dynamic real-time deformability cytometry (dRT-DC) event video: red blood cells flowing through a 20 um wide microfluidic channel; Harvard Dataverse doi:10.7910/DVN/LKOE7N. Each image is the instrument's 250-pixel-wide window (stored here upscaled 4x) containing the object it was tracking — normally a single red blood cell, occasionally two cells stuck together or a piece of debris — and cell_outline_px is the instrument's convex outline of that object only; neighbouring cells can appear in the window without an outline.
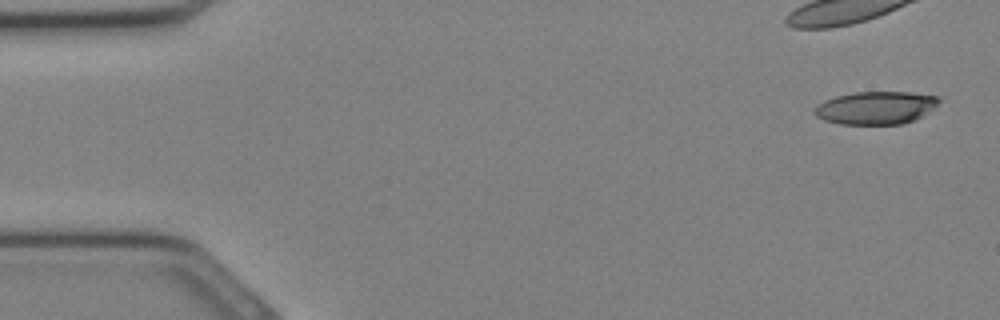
{"species": "Egyptian fruit bat (a non-hibernating species)", "species_latin": "Rousettus aegyptiacus", "temperature_condition": "cold", "stored_images_in_passage": 5, "segment_of_instrument_passage": [2, 2], "camera_frame_rate_fps": 3000, "um_per_image_px": 0.085, "animal": {"sex": "female"}, "frame": {"image": 1, "passage_image": 5, "time_ms": 1.333, "image_size_px": [1000, 320], "cell_outline_px": [[940, 100], [932, 108], [920, 116], [904, 124], [840, 124], [824, 120], [816, 116], [812, 108], [816, 104], [824, 100], [836, 96], [856, 92], [912, 92], [936, 96]], "centroid_in_image_um": [74.37, 9.16], "position_along_channel_um": 10.6, "area_um2": 23.7}}